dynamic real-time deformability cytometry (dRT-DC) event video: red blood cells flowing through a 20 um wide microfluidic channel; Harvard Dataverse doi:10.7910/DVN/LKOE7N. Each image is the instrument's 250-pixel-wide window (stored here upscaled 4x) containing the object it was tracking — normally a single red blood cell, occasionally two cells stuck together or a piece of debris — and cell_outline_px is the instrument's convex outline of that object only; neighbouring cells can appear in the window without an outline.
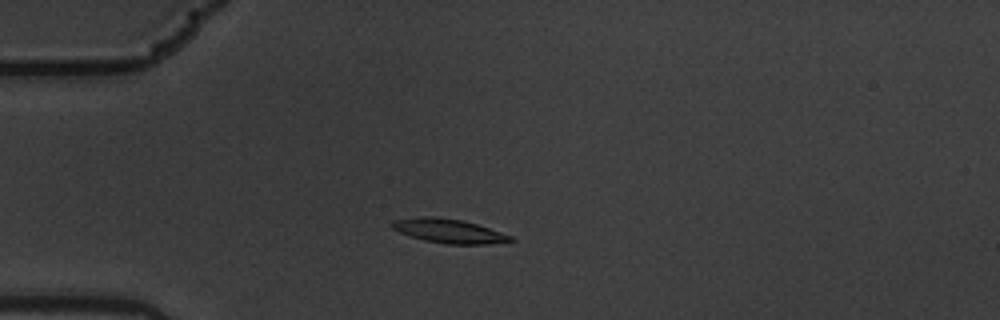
{"species": "common noctule bat (a hibernating species)", "species_latin": "Nyctalus noctula", "temperature_condition": "warm", "stored_images_in_passage": 6, "camera_frame_rate_fps": 3000, "um_per_image_px": 0.085, "animal": {"sex": "male", "body_mass_g": 19.5, "forearm_length_mm": 54.6}, "frame": {"image": 1, "passage_image": 3, "time_ms": 0.667, "image_size_px": [1000, 320], "cell_outline_px": [[516, 240], [488, 244], [448, 244], [424, 240], [400, 232], [392, 228], [388, 224], [392, 220], [420, 216], [436, 216], [460, 220], [476, 224], [512, 236]], "centroid_in_image_um": [38.1, 19.62], "position_along_channel_um": 46.9, "area_um2": 16.53}}
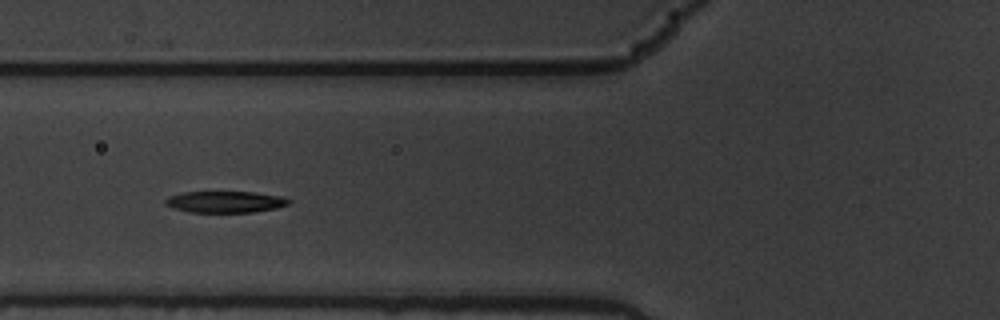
{"frame": {"image": 2, "passage_image": 5, "time_ms": 1.333, "image_size_px": [1000, 320], "cell_outline_px": [[292, 200], [288, 204], [276, 208], [256, 212], [188, 212], [172, 208], [164, 204], [164, 200], [168, 196], [184, 192], [256, 192], [280, 196]], "centroid_in_image_um": [19.12, 17.16], "position_along_channel_um": 106.7, "area_um2": 15.55}}
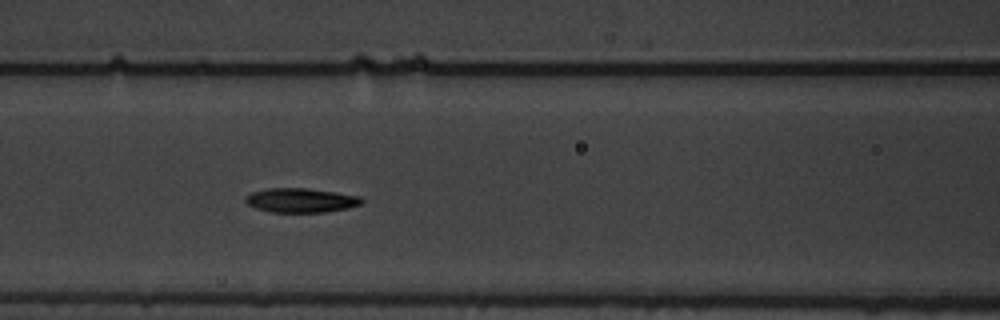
{"frame": {"image": 3, "passage_image": 6, "time_ms": 1.667, "image_size_px": [1000, 320], "cell_outline_px": [[364, 200], [360, 204], [348, 208], [324, 212], [272, 212], [256, 208], [248, 204], [244, 200], [252, 192], [268, 188], [308, 188], [360, 196]], "centroid_in_image_um": [25.59, 17.02], "position_along_channel_um": 141.0, "area_um2": 16.3}}